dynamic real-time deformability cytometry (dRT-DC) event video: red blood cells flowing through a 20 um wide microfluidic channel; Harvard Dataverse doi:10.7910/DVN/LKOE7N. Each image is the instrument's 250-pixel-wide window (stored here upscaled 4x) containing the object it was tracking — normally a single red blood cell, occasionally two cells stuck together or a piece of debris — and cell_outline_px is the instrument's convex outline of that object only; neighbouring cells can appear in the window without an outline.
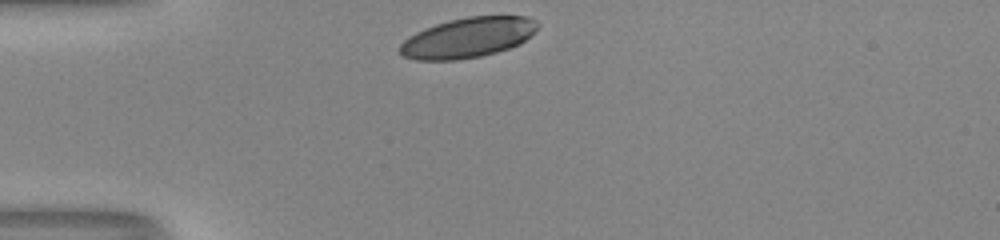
{"species": "human", "species_latin": "Homo sapiens", "temperature_condition": "room temperature", "stored_images_in_passage": 29, "camera_frame_rate_fps": 3000, "um_per_image_px": 0.085, "donor": {"sex": "male"}, "frame": {"image": 1, "passage_image": 1, "time_ms": 0.0, "image_size_px": [1000, 240], "cell_outline_px": [[540, 24], [520, 44], [496, 52], [480, 56], [456, 60], [416, 60], [404, 56], [400, 52], [400, 44], [404, 40], [416, 32], [424, 28], [448, 20], [468, 16], [528, 16], [536, 20]], "centroid_in_image_um": [39.76, 3.19], "position_along_channel_um": 45.2, "area_um2": 32.02}}
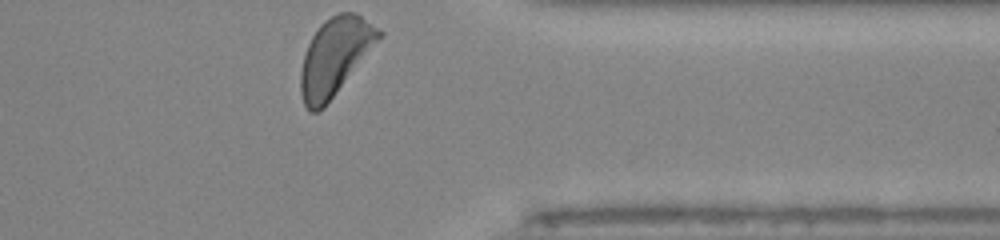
{"frame": {"image": 2, "passage_image": 29, "time_ms": 9.333, "image_size_px": [1000, 240], "cell_outline_px": [[384, 32], [324, 108], [316, 112], [308, 112], [304, 104], [300, 92], [300, 72], [304, 56], [308, 44], [312, 36], [320, 24], [324, 20], [340, 12], [356, 12]], "centroid_in_image_um": [28.43, 4.81], "position_along_channel_um": 383.0, "area_um2": 34.62}, "authors_computed_cell_mechanics": {"area_um2": 33.813, "velocity_mm_per_s": 3.9978, "shape_relaxation_time_tau1_ms": 2.694, "shape_relaxation_time_tau2_ms": null, "deformation_change_tau1": 0.1347, "deformation_change_tau2": null}}